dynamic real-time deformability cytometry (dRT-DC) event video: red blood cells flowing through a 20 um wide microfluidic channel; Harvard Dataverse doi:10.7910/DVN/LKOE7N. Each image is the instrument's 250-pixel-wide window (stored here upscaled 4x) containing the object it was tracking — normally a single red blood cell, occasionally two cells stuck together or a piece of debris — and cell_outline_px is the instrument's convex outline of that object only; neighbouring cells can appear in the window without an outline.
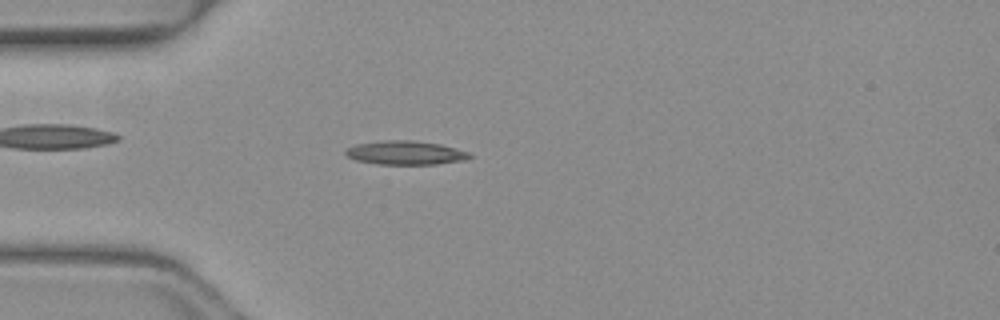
{"species": "common noctule bat (a hibernating species)", "species_latin": "Nyctalus noctula", "temperature_condition": "warm", "stored_images_in_passage": 50, "camera_frame_rate_fps": 3000, "um_per_image_px": 0.085, "animal": {"sex": "female", "body_mass_g": 19.3, "forearm_length_mm": 54.1}, "frame": {"image": 1, "passage_image": 14, "time_ms": 4.333, "image_size_px": [1000, 320], "cell_outline_px": [[472, 156], [468, 160], [436, 164], [376, 164], [356, 160], [348, 156], [344, 152], [348, 148], [356, 144], [380, 140], [416, 140], [440, 144], [456, 148], [468, 152]], "centroid_in_image_um": [34.49, 12.98], "position_along_channel_um": 50.5, "area_um2": 17.34}}
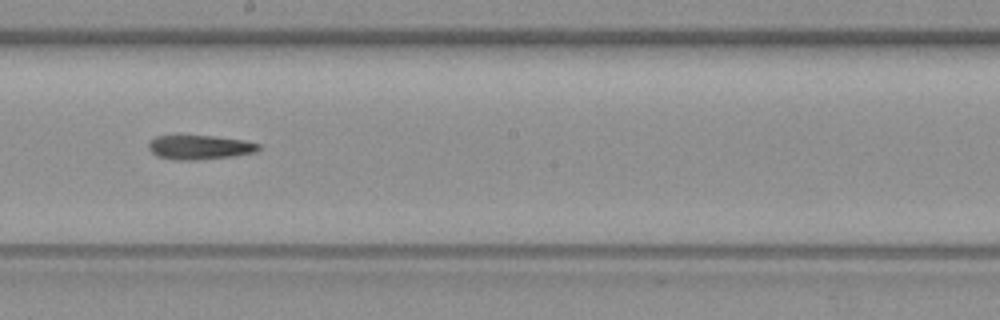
{"frame": {"image": 2, "passage_image": 28, "time_ms": 9.0, "image_size_px": [1000, 320], "cell_outline_px": [[260, 148], [256, 152], [232, 156], [196, 160], [172, 160], [156, 156], [148, 148], [148, 144], [156, 136], [212, 136], [244, 140], [260, 144]], "centroid_in_image_um": [16.97, 12.53], "position_along_channel_um": 231.2, "area_um2": 15.49}}
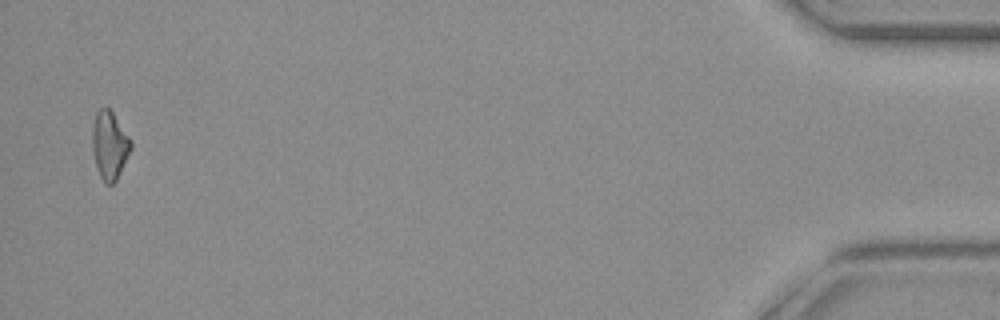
{"frame": {"image": 3, "passage_image": 49, "time_ms": 16.0, "image_size_px": [1000, 320], "cell_outline_px": [[132, 148], [116, 180], [112, 184], [104, 184], [100, 176], [96, 164], [92, 148], [92, 128], [96, 112], [100, 108], [108, 108], [112, 112], [132, 140]], "centroid_in_image_um": [9.32, 12.34], "position_along_channel_um": 425.9, "area_um2": 15.2}}